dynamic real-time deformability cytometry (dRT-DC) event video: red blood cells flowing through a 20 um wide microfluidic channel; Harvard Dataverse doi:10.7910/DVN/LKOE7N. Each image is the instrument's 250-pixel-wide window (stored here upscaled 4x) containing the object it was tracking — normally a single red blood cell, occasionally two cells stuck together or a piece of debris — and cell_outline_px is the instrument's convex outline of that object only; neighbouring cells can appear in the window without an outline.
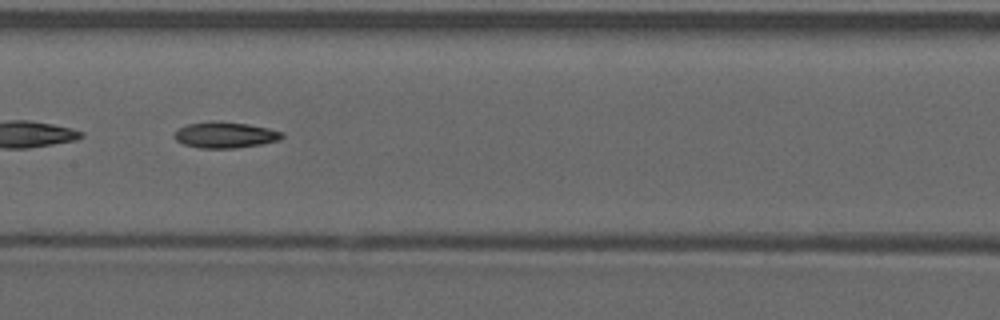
{"species": "common noctule bat (a hibernating species)", "species_latin": "Nyctalus noctula", "temperature_condition": "warm", "stored_images_in_passage": 38, "camera_frame_rate_fps": 3000, "um_per_image_px": 0.085, "animal": {"sex": "male", "forearm_length_mm": 52.5}, "frame": {"image": 1, "passage_image": 27, "time_ms": 8.667, "image_size_px": [1000, 320], "cell_outline_px": [[284, 136], [280, 140], [260, 144], [236, 148], [196, 148], [184, 144], [176, 140], [176, 132], [180, 128], [188, 124], [212, 120], [216, 120], [248, 124], [268, 128], [284, 132]], "centroid_in_image_um": [19.17, 11.46], "position_along_channel_um": 188.2, "area_um2": 16.36}}
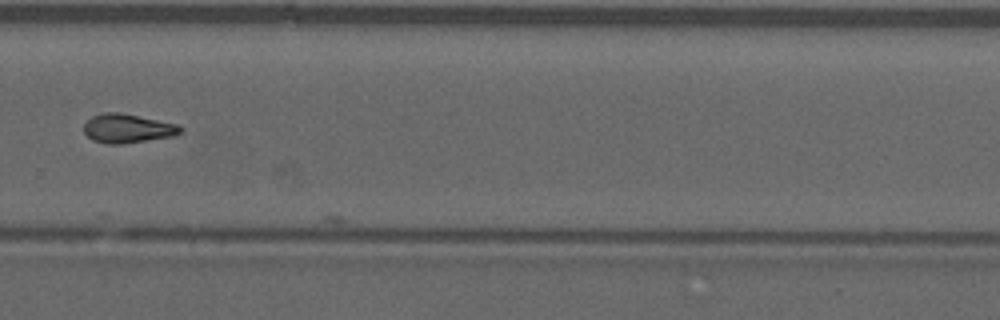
{"frame": {"image": 2, "passage_image": 37, "time_ms": 12.0, "image_size_px": [1000, 320], "cell_outline_px": [[184, 128], [180, 132], [172, 136], [120, 144], [108, 144], [92, 140], [84, 132], [84, 124], [92, 116], [104, 112], [120, 112], [176, 124]], "centroid_in_image_um": [10.8, 10.91], "position_along_channel_um": 319.0, "area_um2": 16.07}}